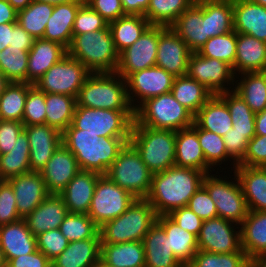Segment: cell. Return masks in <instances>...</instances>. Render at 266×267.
<instances>
[{
    "mask_svg": "<svg viewBox=\"0 0 266 267\" xmlns=\"http://www.w3.org/2000/svg\"><path fill=\"white\" fill-rule=\"evenodd\" d=\"M125 15L145 16L150 0H121Z\"/></svg>",
    "mask_w": 266,
    "mask_h": 267,
    "instance_id": "obj_64",
    "label": "cell"
},
{
    "mask_svg": "<svg viewBox=\"0 0 266 267\" xmlns=\"http://www.w3.org/2000/svg\"><path fill=\"white\" fill-rule=\"evenodd\" d=\"M76 102L77 106L93 109L134 110L126 80L116 72L91 73L80 88Z\"/></svg>",
    "mask_w": 266,
    "mask_h": 267,
    "instance_id": "obj_5",
    "label": "cell"
},
{
    "mask_svg": "<svg viewBox=\"0 0 266 267\" xmlns=\"http://www.w3.org/2000/svg\"><path fill=\"white\" fill-rule=\"evenodd\" d=\"M100 258L113 267H145L143 241L101 244Z\"/></svg>",
    "mask_w": 266,
    "mask_h": 267,
    "instance_id": "obj_36",
    "label": "cell"
},
{
    "mask_svg": "<svg viewBox=\"0 0 266 267\" xmlns=\"http://www.w3.org/2000/svg\"><path fill=\"white\" fill-rule=\"evenodd\" d=\"M170 27L187 44L191 52H198L209 39L207 0L193 3Z\"/></svg>",
    "mask_w": 266,
    "mask_h": 267,
    "instance_id": "obj_17",
    "label": "cell"
},
{
    "mask_svg": "<svg viewBox=\"0 0 266 267\" xmlns=\"http://www.w3.org/2000/svg\"><path fill=\"white\" fill-rule=\"evenodd\" d=\"M206 173L193 168L173 166L152 176L151 189L145 198L157 216L187 207L190 198L202 186Z\"/></svg>",
    "mask_w": 266,
    "mask_h": 267,
    "instance_id": "obj_1",
    "label": "cell"
},
{
    "mask_svg": "<svg viewBox=\"0 0 266 267\" xmlns=\"http://www.w3.org/2000/svg\"><path fill=\"white\" fill-rule=\"evenodd\" d=\"M194 115L171 92L144 101L136 110L133 125L178 131L191 127Z\"/></svg>",
    "mask_w": 266,
    "mask_h": 267,
    "instance_id": "obj_7",
    "label": "cell"
},
{
    "mask_svg": "<svg viewBox=\"0 0 266 267\" xmlns=\"http://www.w3.org/2000/svg\"><path fill=\"white\" fill-rule=\"evenodd\" d=\"M67 53L91 73L116 72L119 62V53L109 26L99 31L75 35Z\"/></svg>",
    "mask_w": 266,
    "mask_h": 267,
    "instance_id": "obj_3",
    "label": "cell"
},
{
    "mask_svg": "<svg viewBox=\"0 0 266 267\" xmlns=\"http://www.w3.org/2000/svg\"><path fill=\"white\" fill-rule=\"evenodd\" d=\"M135 110L75 108L72 125L99 137H130Z\"/></svg>",
    "mask_w": 266,
    "mask_h": 267,
    "instance_id": "obj_9",
    "label": "cell"
},
{
    "mask_svg": "<svg viewBox=\"0 0 266 267\" xmlns=\"http://www.w3.org/2000/svg\"><path fill=\"white\" fill-rule=\"evenodd\" d=\"M65 54L67 49L60 43L43 38L35 39L28 55L27 83L34 84Z\"/></svg>",
    "mask_w": 266,
    "mask_h": 267,
    "instance_id": "obj_26",
    "label": "cell"
},
{
    "mask_svg": "<svg viewBox=\"0 0 266 267\" xmlns=\"http://www.w3.org/2000/svg\"><path fill=\"white\" fill-rule=\"evenodd\" d=\"M31 83L9 82L0 95V118L22 122L28 89Z\"/></svg>",
    "mask_w": 266,
    "mask_h": 267,
    "instance_id": "obj_42",
    "label": "cell"
},
{
    "mask_svg": "<svg viewBox=\"0 0 266 267\" xmlns=\"http://www.w3.org/2000/svg\"><path fill=\"white\" fill-rule=\"evenodd\" d=\"M234 182L217 178L207 173L203 179L202 186L207 190L209 196L216 205L218 217L234 222L240 226L247 217L248 207L242 193L240 183L234 175Z\"/></svg>",
    "mask_w": 266,
    "mask_h": 267,
    "instance_id": "obj_11",
    "label": "cell"
},
{
    "mask_svg": "<svg viewBox=\"0 0 266 267\" xmlns=\"http://www.w3.org/2000/svg\"><path fill=\"white\" fill-rule=\"evenodd\" d=\"M85 1H72L54 5L51 17L47 21L43 39L60 43L66 49L71 45L72 28L79 7Z\"/></svg>",
    "mask_w": 266,
    "mask_h": 267,
    "instance_id": "obj_29",
    "label": "cell"
},
{
    "mask_svg": "<svg viewBox=\"0 0 266 267\" xmlns=\"http://www.w3.org/2000/svg\"><path fill=\"white\" fill-rule=\"evenodd\" d=\"M168 216L175 221L179 227L198 237L203 220L188 207L177 208Z\"/></svg>",
    "mask_w": 266,
    "mask_h": 267,
    "instance_id": "obj_59",
    "label": "cell"
},
{
    "mask_svg": "<svg viewBox=\"0 0 266 267\" xmlns=\"http://www.w3.org/2000/svg\"><path fill=\"white\" fill-rule=\"evenodd\" d=\"M191 51L187 44L171 29L166 27L159 35L156 65L174 77L187 73Z\"/></svg>",
    "mask_w": 266,
    "mask_h": 267,
    "instance_id": "obj_18",
    "label": "cell"
},
{
    "mask_svg": "<svg viewBox=\"0 0 266 267\" xmlns=\"http://www.w3.org/2000/svg\"><path fill=\"white\" fill-rule=\"evenodd\" d=\"M186 75L205 86L213 95L229 91L226 83L228 86L231 82L233 85V82H238L234 81L236 75L231 65L219 59L206 58L197 52H191L189 56Z\"/></svg>",
    "mask_w": 266,
    "mask_h": 267,
    "instance_id": "obj_14",
    "label": "cell"
},
{
    "mask_svg": "<svg viewBox=\"0 0 266 267\" xmlns=\"http://www.w3.org/2000/svg\"><path fill=\"white\" fill-rule=\"evenodd\" d=\"M250 261L252 267H266V252L257 255Z\"/></svg>",
    "mask_w": 266,
    "mask_h": 267,
    "instance_id": "obj_68",
    "label": "cell"
},
{
    "mask_svg": "<svg viewBox=\"0 0 266 267\" xmlns=\"http://www.w3.org/2000/svg\"><path fill=\"white\" fill-rule=\"evenodd\" d=\"M218 96L230 111L234 131L248 133V138L251 140L255 136V113L234 90L220 93Z\"/></svg>",
    "mask_w": 266,
    "mask_h": 267,
    "instance_id": "obj_43",
    "label": "cell"
},
{
    "mask_svg": "<svg viewBox=\"0 0 266 267\" xmlns=\"http://www.w3.org/2000/svg\"><path fill=\"white\" fill-rule=\"evenodd\" d=\"M115 47L120 53L131 46L151 26L145 16L125 15L108 23Z\"/></svg>",
    "mask_w": 266,
    "mask_h": 267,
    "instance_id": "obj_39",
    "label": "cell"
},
{
    "mask_svg": "<svg viewBox=\"0 0 266 267\" xmlns=\"http://www.w3.org/2000/svg\"><path fill=\"white\" fill-rule=\"evenodd\" d=\"M237 165L248 167H264L266 165V135H255L248 142L245 156Z\"/></svg>",
    "mask_w": 266,
    "mask_h": 267,
    "instance_id": "obj_57",
    "label": "cell"
},
{
    "mask_svg": "<svg viewBox=\"0 0 266 267\" xmlns=\"http://www.w3.org/2000/svg\"><path fill=\"white\" fill-rule=\"evenodd\" d=\"M177 267H193L190 263H181Z\"/></svg>",
    "mask_w": 266,
    "mask_h": 267,
    "instance_id": "obj_75",
    "label": "cell"
},
{
    "mask_svg": "<svg viewBox=\"0 0 266 267\" xmlns=\"http://www.w3.org/2000/svg\"><path fill=\"white\" fill-rule=\"evenodd\" d=\"M174 78L172 74L157 65L131 73L125 80L129 102L133 109L136 110L149 98L171 92ZM134 97L138 98L140 102L138 105L134 103L137 100Z\"/></svg>",
    "mask_w": 266,
    "mask_h": 267,
    "instance_id": "obj_16",
    "label": "cell"
},
{
    "mask_svg": "<svg viewBox=\"0 0 266 267\" xmlns=\"http://www.w3.org/2000/svg\"><path fill=\"white\" fill-rule=\"evenodd\" d=\"M136 198L105 174L96 183L88 216L101 227L125 212Z\"/></svg>",
    "mask_w": 266,
    "mask_h": 267,
    "instance_id": "obj_12",
    "label": "cell"
},
{
    "mask_svg": "<svg viewBox=\"0 0 266 267\" xmlns=\"http://www.w3.org/2000/svg\"><path fill=\"white\" fill-rule=\"evenodd\" d=\"M129 142L153 174L175 166L176 131L132 125Z\"/></svg>",
    "mask_w": 266,
    "mask_h": 267,
    "instance_id": "obj_6",
    "label": "cell"
},
{
    "mask_svg": "<svg viewBox=\"0 0 266 267\" xmlns=\"http://www.w3.org/2000/svg\"><path fill=\"white\" fill-rule=\"evenodd\" d=\"M108 22L86 2L78 9L72 28L73 37L83 33L105 29Z\"/></svg>",
    "mask_w": 266,
    "mask_h": 267,
    "instance_id": "obj_53",
    "label": "cell"
},
{
    "mask_svg": "<svg viewBox=\"0 0 266 267\" xmlns=\"http://www.w3.org/2000/svg\"><path fill=\"white\" fill-rule=\"evenodd\" d=\"M53 9L52 4L33 0L27 7L18 11L17 23L34 39L43 38Z\"/></svg>",
    "mask_w": 266,
    "mask_h": 267,
    "instance_id": "obj_44",
    "label": "cell"
},
{
    "mask_svg": "<svg viewBox=\"0 0 266 267\" xmlns=\"http://www.w3.org/2000/svg\"><path fill=\"white\" fill-rule=\"evenodd\" d=\"M234 30L233 0H207V34L209 38Z\"/></svg>",
    "mask_w": 266,
    "mask_h": 267,
    "instance_id": "obj_46",
    "label": "cell"
},
{
    "mask_svg": "<svg viewBox=\"0 0 266 267\" xmlns=\"http://www.w3.org/2000/svg\"><path fill=\"white\" fill-rule=\"evenodd\" d=\"M194 123L201 129L223 137L232 128L233 122L226 103L213 95L194 115Z\"/></svg>",
    "mask_w": 266,
    "mask_h": 267,
    "instance_id": "obj_33",
    "label": "cell"
},
{
    "mask_svg": "<svg viewBox=\"0 0 266 267\" xmlns=\"http://www.w3.org/2000/svg\"><path fill=\"white\" fill-rule=\"evenodd\" d=\"M244 267H252L251 261H249Z\"/></svg>",
    "mask_w": 266,
    "mask_h": 267,
    "instance_id": "obj_76",
    "label": "cell"
},
{
    "mask_svg": "<svg viewBox=\"0 0 266 267\" xmlns=\"http://www.w3.org/2000/svg\"><path fill=\"white\" fill-rule=\"evenodd\" d=\"M233 22L236 33L266 42V7L251 0H233Z\"/></svg>",
    "mask_w": 266,
    "mask_h": 267,
    "instance_id": "obj_25",
    "label": "cell"
},
{
    "mask_svg": "<svg viewBox=\"0 0 266 267\" xmlns=\"http://www.w3.org/2000/svg\"><path fill=\"white\" fill-rule=\"evenodd\" d=\"M0 267H6V260L1 248H0Z\"/></svg>",
    "mask_w": 266,
    "mask_h": 267,
    "instance_id": "obj_73",
    "label": "cell"
},
{
    "mask_svg": "<svg viewBox=\"0 0 266 267\" xmlns=\"http://www.w3.org/2000/svg\"><path fill=\"white\" fill-rule=\"evenodd\" d=\"M35 1L49 3L52 5H57V4H61V3H69L72 1H84V0H35Z\"/></svg>",
    "mask_w": 266,
    "mask_h": 267,
    "instance_id": "obj_70",
    "label": "cell"
},
{
    "mask_svg": "<svg viewBox=\"0 0 266 267\" xmlns=\"http://www.w3.org/2000/svg\"><path fill=\"white\" fill-rule=\"evenodd\" d=\"M90 74L80 61L67 53L33 85L45 94H64L77 98Z\"/></svg>",
    "mask_w": 266,
    "mask_h": 267,
    "instance_id": "obj_10",
    "label": "cell"
},
{
    "mask_svg": "<svg viewBox=\"0 0 266 267\" xmlns=\"http://www.w3.org/2000/svg\"><path fill=\"white\" fill-rule=\"evenodd\" d=\"M105 175L135 198H146L150 192L153 173L130 142L120 150Z\"/></svg>",
    "mask_w": 266,
    "mask_h": 267,
    "instance_id": "obj_8",
    "label": "cell"
},
{
    "mask_svg": "<svg viewBox=\"0 0 266 267\" xmlns=\"http://www.w3.org/2000/svg\"><path fill=\"white\" fill-rule=\"evenodd\" d=\"M241 77V81L232 89L245 100L254 113L266 109V72H244Z\"/></svg>",
    "mask_w": 266,
    "mask_h": 267,
    "instance_id": "obj_40",
    "label": "cell"
},
{
    "mask_svg": "<svg viewBox=\"0 0 266 267\" xmlns=\"http://www.w3.org/2000/svg\"><path fill=\"white\" fill-rule=\"evenodd\" d=\"M233 224L221 217L203 220L197 237L198 250L220 254L244 252L241 247V230H235L240 227Z\"/></svg>",
    "mask_w": 266,
    "mask_h": 267,
    "instance_id": "obj_15",
    "label": "cell"
},
{
    "mask_svg": "<svg viewBox=\"0 0 266 267\" xmlns=\"http://www.w3.org/2000/svg\"><path fill=\"white\" fill-rule=\"evenodd\" d=\"M171 93L193 115L213 96V93L187 75L175 77Z\"/></svg>",
    "mask_w": 266,
    "mask_h": 267,
    "instance_id": "obj_38",
    "label": "cell"
},
{
    "mask_svg": "<svg viewBox=\"0 0 266 267\" xmlns=\"http://www.w3.org/2000/svg\"><path fill=\"white\" fill-rule=\"evenodd\" d=\"M30 145L25 130H23L9 153L0 155V180L20 176L31 172Z\"/></svg>",
    "mask_w": 266,
    "mask_h": 267,
    "instance_id": "obj_37",
    "label": "cell"
},
{
    "mask_svg": "<svg viewBox=\"0 0 266 267\" xmlns=\"http://www.w3.org/2000/svg\"><path fill=\"white\" fill-rule=\"evenodd\" d=\"M60 194H49L25 219L30 232L36 236L42 232L58 229L68 214Z\"/></svg>",
    "mask_w": 266,
    "mask_h": 267,
    "instance_id": "obj_23",
    "label": "cell"
},
{
    "mask_svg": "<svg viewBox=\"0 0 266 267\" xmlns=\"http://www.w3.org/2000/svg\"><path fill=\"white\" fill-rule=\"evenodd\" d=\"M59 230L69 242L100 238L99 227L88 214L68 213Z\"/></svg>",
    "mask_w": 266,
    "mask_h": 267,
    "instance_id": "obj_49",
    "label": "cell"
},
{
    "mask_svg": "<svg viewBox=\"0 0 266 267\" xmlns=\"http://www.w3.org/2000/svg\"><path fill=\"white\" fill-rule=\"evenodd\" d=\"M7 1L12 5V7L15 10L20 11L25 7H27L33 0H7Z\"/></svg>",
    "mask_w": 266,
    "mask_h": 267,
    "instance_id": "obj_69",
    "label": "cell"
},
{
    "mask_svg": "<svg viewBox=\"0 0 266 267\" xmlns=\"http://www.w3.org/2000/svg\"><path fill=\"white\" fill-rule=\"evenodd\" d=\"M236 45L237 33L233 30L230 33L209 38L197 53L206 58L222 60L233 67L236 56Z\"/></svg>",
    "mask_w": 266,
    "mask_h": 267,
    "instance_id": "obj_48",
    "label": "cell"
},
{
    "mask_svg": "<svg viewBox=\"0 0 266 267\" xmlns=\"http://www.w3.org/2000/svg\"><path fill=\"white\" fill-rule=\"evenodd\" d=\"M249 261L245 252L220 254L198 250L190 264L193 267H244Z\"/></svg>",
    "mask_w": 266,
    "mask_h": 267,
    "instance_id": "obj_50",
    "label": "cell"
},
{
    "mask_svg": "<svg viewBox=\"0 0 266 267\" xmlns=\"http://www.w3.org/2000/svg\"><path fill=\"white\" fill-rule=\"evenodd\" d=\"M156 220L154 207L145 198H136L120 216L99 227L101 244L143 241Z\"/></svg>",
    "mask_w": 266,
    "mask_h": 267,
    "instance_id": "obj_4",
    "label": "cell"
},
{
    "mask_svg": "<svg viewBox=\"0 0 266 267\" xmlns=\"http://www.w3.org/2000/svg\"><path fill=\"white\" fill-rule=\"evenodd\" d=\"M80 171L73 153L61 144L41 170L49 194H60L71 179Z\"/></svg>",
    "mask_w": 266,
    "mask_h": 267,
    "instance_id": "obj_20",
    "label": "cell"
},
{
    "mask_svg": "<svg viewBox=\"0 0 266 267\" xmlns=\"http://www.w3.org/2000/svg\"><path fill=\"white\" fill-rule=\"evenodd\" d=\"M92 267H113V266H110L100 258Z\"/></svg>",
    "mask_w": 266,
    "mask_h": 267,
    "instance_id": "obj_72",
    "label": "cell"
},
{
    "mask_svg": "<svg viewBox=\"0 0 266 267\" xmlns=\"http://www.w3.org/2000/svg\"><path fill=\"white\" fill-rule=\"evenodd\" d=\"M45 93L35 85L28 89L22 123L24 126L45 124Z\"/></svg>",
    "mask_w": 266,
    "mask_h": 267,
    "instance_id": "obj_52",
    "label": "cell"
},
{
    "mask_svg": "<svg viewBox=\"0 0 266 267\" xmlns=\"http://www.w3.org/2000/svg\"><path fill=\"white\" fill-rule=\"evenodd\" d=\"M255 135H266V109L255 113Z\"/></svg>",
    "mask_w": 266,
    "mask_h": 267,
    "instance_id": "obj_67",
    "label": "cell"
},
{
    "mask_svg": "<svg viewBox=\"0 0 266 267\" xmlns=\"http://www.w3.org/2000/svg\"><path fill=\"white\" fill-rule=\"evenodd\" d=\"M240 226L241 247L248 259L266 252V211H248Z\"/></svg>",
    "mask_w": 266,
    "mask_h": 267,
    "instance_id": "obj_34",
    "label": "cell"
},
{
    "mask_svg": "<svg viewBox=\"0 0 266 267\" xmlns=\"http://www.w3.org/2000/svg\"><path fill=\"white\" fill-rule=\"evenodd\" d=\"M8 83L9 82L6 80L5 76L0 72V95L3 93V90Z\"/></svg>",
    "mask_w": 266,
    "mask_h": 267,
    "instance_id": "obj_71",
    "label": "cell"
},
{
    "mask_svg": "<svg viewBox=\"0 0 266 267\" xmlns=\"http://www.w3.org/2000/svg\"><path fill=\"white\" fill-rule=\"evenodd\" d=\"M24 130L30 145L31 172H41L62 144V133L47 124L24 126Z\"/></svg>",
    "mask_w": 266,
    "mask_h": 267,
    "instance_id": "obj_19",
    "label": "cell"
},
{
    "mask_svg": "<svg viewBox=\"0 0 266 267\" xmlns=\"http://www.w3.org/2000/svg\"><path fill=\"white\" fill-rule=\"evenodd\" d=\"M194 3H198V2H201V1H205V0H192Z\"/></svg>",
    "mask_w": 266,
    "mask_h": 267,
    "instance_id": "obj_77",
    "label": "cell"
},
{
    "mask_svg": "<svg viewBox=\"0 0 266 267\" xmlns=\"http://www.w3.org/2000/svg\"><path fill=\"white\" fill-rule=\"evenodd\" d=\"M187 207L196 213L202 220L218 217L216 205L203 186H201L190 198Z\"/></svg>",
    "mask_w": 266,
    "mask_h": 267,
    "instance_id": "obj_58",
    "label": "cell"
},
{
    "mask_svg": "<svg viewBox=\"0 0 266 267\" xmlns=\"http://www.w3.org/2000/svg\"><path fill=\"white\" fill-rule=\"evenodd\" d=\"M165 28L151 25L131 46L121 51L116 73L126 79L131 73L155 66L159 35Z\"/></svg>",
    "mask_w": 266,
    "mask_h": 267,
    "instance_id": "obj_13",
    "label": "cell"
},
{
    "mask_svg": "<svg viewBox=\"0 0 266 267\" xmlns=\"http://www.w3.org/2000/svg\"><path fill=\"white\" fill-rule=\"evenodd\" d=\"M45 124L58 129L61 133L72 124L76 98L64 94H45Z\"/></svg>",
    "mask_w": 266,
    "mask_h": 267,
    "instance_id": "obj_41",
    "label": "cell"
},
{
    "mask_svg": "<svg viewBox=\"0 0 266 267\" xmlns=\"http://www.w3.org/2000/svg\"><path fill=\"white\" fill-rule=\"evenodd\" d=\"M156 222L164 229L169 238L170 248L180 263H191L198 251L197 237L179 227L168 215L157 216Z\"/></svg>",
    "mask_w": 266,
    "mask_h": 267,
    "instance_id": "obj_35",
    "label": "cell"
},
{
    "mask_svg": "<svg viewBox=\"0 0 266 267\" xmlns=\"http://www.w3.org/2000/svg\"><path fill=\"white\" fill-rule=\"evenodd\" d=\"M175 166L210 173L198 140L197 125L176 131ZM210 168V169H209Z\"/></svg>",
    "mask_w": 266,
    "mask_h": 267,
    "instance_id": "obj_27",
    "label": "cell"
},
{
    "mask_svg": "<svg viewBox=\"0 0 266 267\" xmlns=\"http://www.w3.org/2000/svg\"><path fill=\"white\" fill-rule=\"evenodd\" d=\"M101 174L80 170L60 193L69 213L88 214L96 183Z\"/></svg>",
    "mask_w": 266,
    "mask_h": 267,
    "instance_id": "obj_22",
    "label": "cell"
},
{
    "mask_svg": "<svg viewBox=\"0 0 266 267\" xmlns=\"http://www.w3.org/2000/svg\"><path fill=\"white\" fill-rule=\"evenodd\" d=\"M18 11L7 0H0V24L17 22Z\"/></svg>",
    "mask_w": 266,
    "mask_h": 267,
    "instance_id": "obj_65",
    "label": "cell"
},
{
    "mask_svg": "<svg viewBox=\"0 0 266 267\" xmlns=\"http://www.w3.org/2000/svg\"><path fill=\"white\" fill-rule=\"evenodd\" d=\"M13 23L0 24V51L11 44Z\"/></svg>",
    "mask_w": 266,
    "mask_h": 267,
    "instance_id": "obj_66",
    "label": "cell"
},
{
    "mask_svg": "<svg viewBox=\"0 0 266 267\" xmlns=\"http://www.w3.org/2000/svg\"><path fill=\"white\" fill-rule=\"evenodd\" d=\"M193 3L192 0H150L145 17L151 25L170 27Z\"/></svg>",
    "mask_w": 266,
    "mask_h": 267,
    "instance_id": "obj_45",
    "label": "cell"
},
{
    "mask_svg": "<svg viewBox=\"0 0 266 267\" xmlns=\"http://www.w3.org/2000/svg\"><path fill=\"white\" fill-rule=\"evenodd\" d=\"M234 174L240 183L249 211H266V169L237 165Z\"/></svg>",
    "mask_w": 266,
    "mask_h": 267,
    "instance_id": "obj_28",
    "label": "cell"
},
{
    "mask_svg": "<svg viewBox=\"0 0 266 267\" xmlns=\"http://www.w3.org/2000/svg\"><path fill=\"white\" fill-rule=\"evenodd\" d=\"M108 23L125 16L121 0H84Z\"/></svg>",
    "mask_w": 266,
    "mask_h": 267,
    "instance_id": "obj_61",
    "label": "cell"
},
{
    "mask_svg": "<svg viewBox=\"0 0 266 267\" xmlns=\"http://www.w3.org/2000/svg\"><path fill=\"white\" fill-rule=\"evenodd\" d=\"M251 1L266 7V0H251Z\"/></svg>",
    "mask_w": 266,
    "mask_h": 267,
    "instance_id": "obj_74",
    "label": "cell"
},
{
    "mask_svg": "<svg viewBox=\"0 0 266 267\" xmlns=\"http://www.w3.org/2000/svg\"><path fill=\"white\" fill-rule=\"evenodd\" d=\"M6 267H52L51 261L38 249L26 255L13 258L6 263Z\"/></svg>",
    "mask_w": 266,
    "mask_h": 267,
    "instance_id": "obj_62",
    "label": "cell"
},
{
    "mask_svg": "<svg viewBox=\"0 0 266 267\" xmlns=\"http://www.w3.org/2000/svg\"><path fill=\"white\" fill-rule=\"evenodd\" d=\"M130 137H99L72 124L62 132V144L77 159L80 170L106 174Z\"/></svg>",
    "mask_w": 266,
    "mask_h": 267,
    "instance_id": "obj_2",
    "label": "cell"
},
{
    "mask_svg": "<svg viewBox=\"0 0 266 267\" xmlns=\"http://www.w3.org/2000/svg\"><path fill=\"white\" fill-rule=\"evenodd\" d=\"M24 130L22 122L0 120V153H9L19 134Z\"/></svg>",
    "mask_w": 266,
    "mask_h": 267,
    "instance_id": "obj_60",
    "label": "cell"
},
{
    "mask_svg": "<svg viewBox=\"0 0 266 267\" xmlns=\"http://www.w3.org/2000/svg\"><path fill=\"white\" fill-rule=\"evenodd\" d=\"M199 144L205 157L206 163L211 167L225 160L232 159L225 149L223 137L216 133L203 130L197 126Z\"/></svg>",
    "mask_w": 266,
    "mask_h": 267,
    "instance_id": "obj_51",
    "label": "cell"
},
{
    "mask_svg": "<svg viewBox=\"0 0 266 267\" xmlns=\"http://www.w3.org/2000/svg\"><path fill=\"white\" fill-rule=\"evenodd\" d=\"M12 185L19 216L26 218L49 195L40 172H29L8 180Z\"/></svg>",
    "mask_w": 266,
    "mask_h": 267,
    "instance_id": "obj_21",
    "label": "cell"
},
{
    "mask_svg": "<svg viewBox=\"0 0 266 267\" xmlns=\"http://www.w3.org/2000/svg\"><path fill=\"white\" fill-rule=\"evenodd\" d=\"M20 219L12 185L8 180H0V226Z\"/></svg>",
    "mask_w": 266,
    "mask_h": 267,
    "instance_id": "obj_55",
    "label": "cell"
},
{
    "mask_svg": "<svg viewBox=\"0 0 266 267\" xmlns=\"http://www.w3.org/2000/svg\"><path fill=\"white\" fill-rule=\"evenodd\" d=\"M145 267H177L181 263L170 248L169 238L156 222L143 239Z\"/></svg>",
    "mask_w": 266,
    "mask_h": 267,
    "instance_id": "obj_31",
    "label": "cell"
},
{
    "mask_svg": "<svg viewBox=\"0 0 266 267\" xmlns=\"http://www.w3.org/2000/svg\"><path fill=\"white\" fill-rule=\"evenodd\" d=\"M224 145L227 154L233 159V168L244 158L250 139L248 133H239L231 128L224 136Z\"/></svg>",
    "mask_w": 266,
    "mask_h": 267,
    "instance_id": "obj_56",
    "label": "cell"
},
{
    "mask_svg": "<svg viewBox=\"0 0 266 267\" xmlns=\"http://www.w3.org/2000/svg\"><path fill=\"white\" fill-rule=\"evenodd\" d=\"M0 248L6 263L37 250L36 236L30 232L25 219L0 226Z\"/></svg>",
    "mask_w": 266,
    "mask_h": 267,
    "instance_id": "obj_24",
    "label": "cell"
},
{
    "mask_svg": "<svg viewBox=\"0 0 266 267\" xmlns=\"http://www.w3.org/2000/svg\"><path fill=\"white\" fill-rule=\"evenodd\" d=\"M35 39L27 33L17 22L13 23L11 44L9 46L20 48L29 52Z\"/></svg>",
    "mask_w": 266,
    "mask_h": 267,
    "instance_id": "obj_63",
    "label": "cell"
},
{
    "mask_svg": "<svg viewBox=\"0 0 266 267\" xmlns=\"http://www.w3.org/2000/svg\"><path fill=\"white\" fill-rule=\"evenodd\" d=\"M29 52L7 46L1 54L0 72L8 82L27 83Z\"/></svg>",
    "mask_w": 266,
    "mask_h": 267,
    "instance_id": "obj_47",
    "label": "cell"
},
{
    "mask_svg": "<svg viewBox=\"0 0 266 267\" xmlns=\"http://www.w3.org/2000/svg\"><path fill=\"white\" fill-rule=\"evenodd\" d=\"M37 249L50 261L60 255L69 245L68 239L58 229L36 235Z\"/></svg>",
    "mask_w": 266,
    "mask_h": 267,
    "instance_id": "obj_54",
    "label": "cell"
},
{
    "mask_svg": "<svg viewBox=\"0 0 266 267\" xmlns=\"http://www.w3.org/2000/svg\"><path fill=\"white\" fill-rule=\"evenodd\" d=\"M101 253L100 238L69 242L67 248L51 261L52 267H92Z\"/></svg>",
    "mask_w": 266,
    "mask_h": 267,
    "instance_id": "obj_32",
    "label": "cell"
},
{
    "mask_svg": "<svg viewBox=\"0 0 266 267\" xmlns=\"http://www.w3.org/2000/svg\"><path fill=\"white\" fill-rule=\"evenodd\" d=\"M233 72L266 70V42L248 34L237 33L236 56Z\"/></svg>",
    "mask_w": 266,
    "mask_h": 267,
    "instance_id": "obj_30",
    "label": "cell"
}]
</instances>
